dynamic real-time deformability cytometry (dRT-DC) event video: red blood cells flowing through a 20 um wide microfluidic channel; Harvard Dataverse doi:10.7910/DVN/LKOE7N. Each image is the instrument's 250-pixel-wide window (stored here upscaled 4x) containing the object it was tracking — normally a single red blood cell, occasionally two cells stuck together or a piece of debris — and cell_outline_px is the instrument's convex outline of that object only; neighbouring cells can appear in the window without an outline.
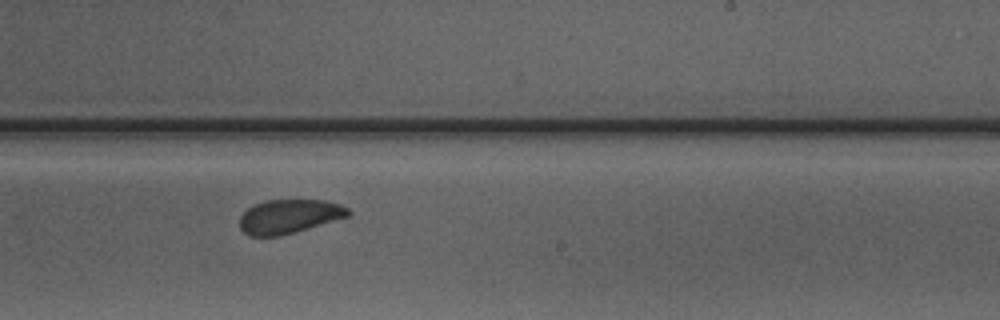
{"species": "Egyptian fruit bat (a non-hibernating species)", "species_latin": "Rousettus aegyptiacus", "temperature_condition": "warm", "stored_images_in_passage": 11, "camera_frame_rate_fps": 3000, "um_per_image_px": 0.085, "animal": {"sex": "male"}, "frame": {"image": 1, "passage_image": 7, "time_ms": 7.333, "image_size_px": [1000, 320], "cell_outline_px": [[352, 212], [348, 216], [280, 236], [248, 236], [240, 228], [240, 216], [248, 208], [264, 200], [324, 200], [340, 204], [348, 208]], "centroid_in_image_um": [24.56, 18.39], "position_along_channel_um": 264.4, "area_um2": 21.33}}